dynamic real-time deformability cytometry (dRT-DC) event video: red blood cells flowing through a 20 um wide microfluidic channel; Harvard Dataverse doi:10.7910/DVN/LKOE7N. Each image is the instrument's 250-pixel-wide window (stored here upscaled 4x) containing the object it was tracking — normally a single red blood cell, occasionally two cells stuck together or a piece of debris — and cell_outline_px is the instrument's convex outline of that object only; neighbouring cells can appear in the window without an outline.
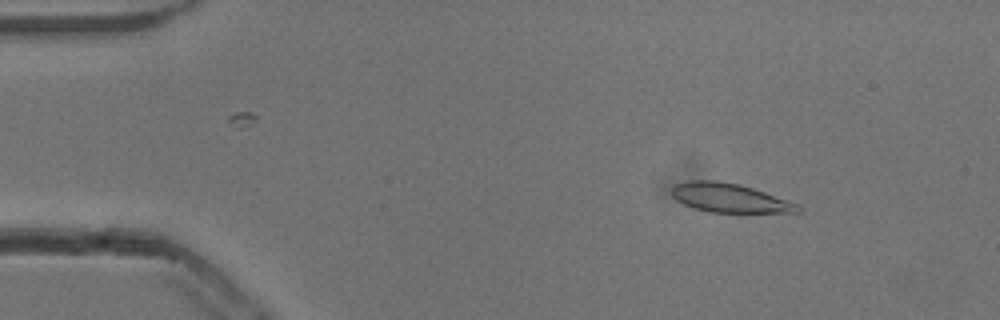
{"species": "common noctule bat (a hibernating species)", "species_latin": "Nyctalus noctula", "temperature_condition": "cold", "stored_images_in_passage": 52, "camera_frame_rate_fps": 3000, "um_per_image_px": 0.085, "animal": {"sex": "male", "body_mass_g": 13.3}, "frame": {"image": 1, "passage_image": 6, "time_ms": 1.667, "image_size_px": [1000, 320], "cell_outline_px": [[804, 208], [800, 212], [708, 212], [684, 204], [676, 200], [672, 196], [672, 188], [676, 184], [688, 180], [716, 180], [740, 184], [800, 204]], "centroid_in_image_um": [62.03, 16.82], "position_along_channel_um": 23.0, "area_um2": 21.27}}
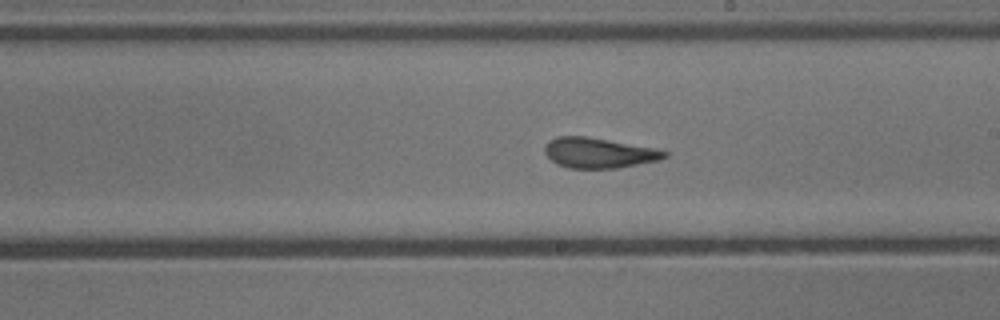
{"frame": {"image": 2, "passage_image": 29, "time_ms": 9.333, "image_size_px": [1000, 320], "cell_outline_px": [[668, 156], [660, 160], [616, 168], [568, 168], [556, 164], [544, 152], [544, 144], [548, 140], [556, 136], [588, 136], [656, 148], [668, 152]], "centroid_in_image_um": [50.88, 12.98], "position_along_channel_um": 238.1, "area_um2": 21.33}}
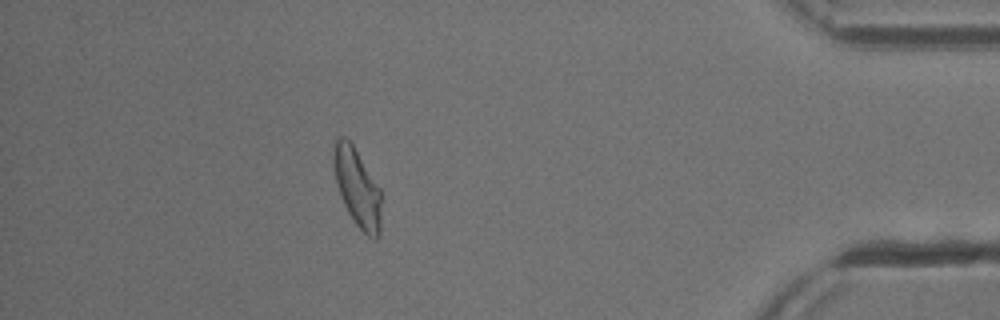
{"frame": {"image": 3, "passage_image": 46, "time_ms": 15.0, "image_size_px": [1000, 320], "cell_outline_px": [[380, 236], [376, 240], [368, 236], [352, 220], [340, 196], [336, 180], [332, 156], [332, 140], [336, 136], [344, 136], [352, 144], [380, 188]], "centroid_in_image_um": [30.33, 15.91], "position_along_channel_um": 404.9, "area_um2": 21.79}, "authors_computed_cell_mechanics": {"area_um2": 21.3282, "velocity_mm_per_s": 3.8141, "shape_relaxation_time_tau1_ms": 4.5686, "shape_relaxation_time_tau2_ms": 1.7221, "deformation_change_tau1": 0.177, "deformation_change_tau2": 0.1066}}